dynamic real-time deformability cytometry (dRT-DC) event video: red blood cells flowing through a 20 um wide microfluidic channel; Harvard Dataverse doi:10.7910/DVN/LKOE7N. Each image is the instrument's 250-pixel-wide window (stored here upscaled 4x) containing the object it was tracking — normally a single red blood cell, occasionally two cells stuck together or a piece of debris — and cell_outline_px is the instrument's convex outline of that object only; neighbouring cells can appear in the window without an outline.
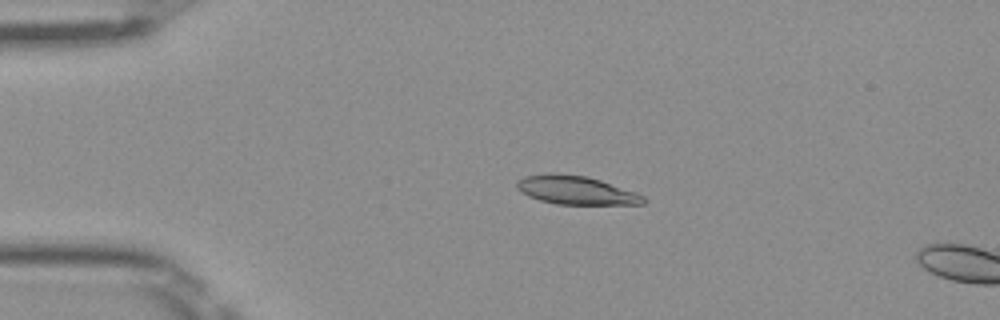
{"species": "Egyptian fruit bat (a non-hibernating species)", "species_latin": "Rousettus aegyptiacus", "temperature_condition": "room temperature", "stored_images_in_passage": 13, "camera_frame_rate_fps": 3000, "um_per_image_px": 0.085, "frame": {"image": 1, "passage_image": 10, "time_ms": 3.0, "image_size_px": [1000, 320], "cell_outline_px": [[648, 200], [644, 204], [556, 204], [540, 200], [528, 196], [520, 192], [516, 188], [516, 180], [524, 176], [552, 172], [588, 176], [636, 192], [644, 196]], "centroid_in_image_um": [48.93, 16.15], "position_along_channel_um": 36.1, "area_um2": 21.27}}